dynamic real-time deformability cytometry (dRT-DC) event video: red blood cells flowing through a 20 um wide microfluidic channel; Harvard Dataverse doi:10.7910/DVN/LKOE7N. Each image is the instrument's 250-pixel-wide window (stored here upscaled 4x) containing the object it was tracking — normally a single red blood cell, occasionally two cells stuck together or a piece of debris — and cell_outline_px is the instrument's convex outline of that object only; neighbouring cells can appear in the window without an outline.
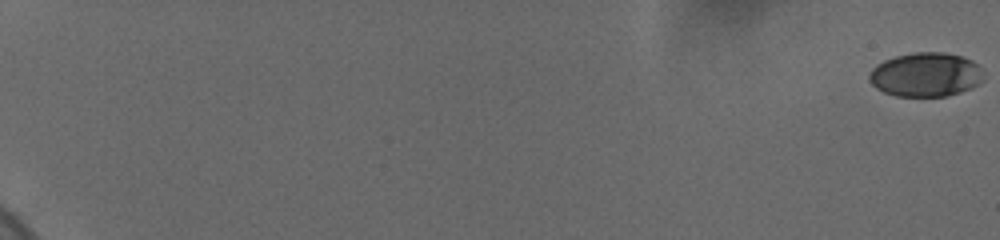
{"species": "human", "species_latin": "Homo sapiens", "temperature_condition": "cold", "stored_images_in_passage": 44, "camera_frame_rate_fps": 3000, "um_per_image_px": 0.085, "donor": {"sex": "female"}, "frame": {"image": 1, "passage_image": 1, "time_ms": 0.0, "image_size_px": [1000, 240], "cell_outline_px": [[984, 80], [972, 88], [948, 96], [896, 96], [884, 92], [876, 88], [868, 80], [868, 76], [872, 68], [876, 64], [884, 60], [896, 56], [916, 52], [944, 52], [964, 56], [972, 60], [976, 64]], "centroid_in_image_um": [78.67, 6.34], "position_along_channel_um": 6.3, "area_um2": 29.48}}
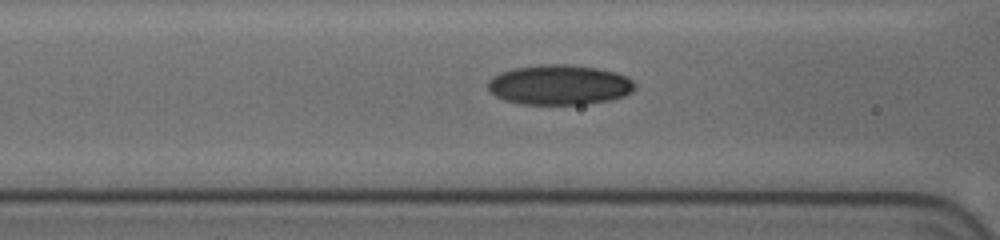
{"frame": {"image": 2, "passage_image": 37, "time_ms": 9.667, "image_size_px": [1000, 240], "cell_outline_px": [[636, 88], [632, 92], [624, 96], [608, 100], [584, 104], [520, 104], [504, 100], [496, 96], [488, 88], [488, 80], [492, 76], [500, 72], [512, 68], [544, 64], [568, 64], [596, 68], [616, 72], [628, 76], [636, 84]], "centroid_in_image_um": [47.55, 7.2], "position_along_channel_um": 119.0, "area_um2": 34.45}}
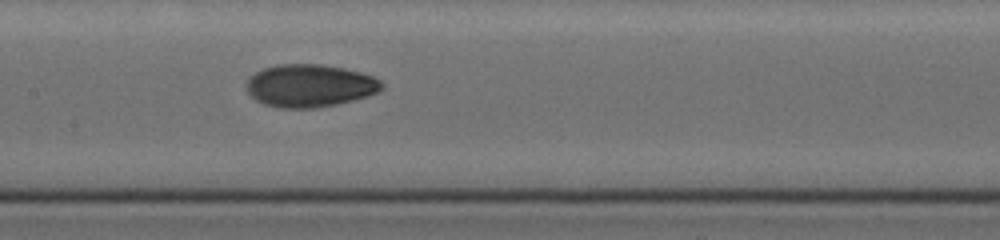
{"frame": {"image": 3, "passage_image": 43, "time_ms": 11.333, "image_size_px": [1000, 240], "cell_outline_px": [[384, 88], [380, 92], [368, 96], [336, 104], [316, 108], [280, 108], [264, 104], [256, 100], [248, 92], [244, 84], [248, 76], [264, 68], [280, 64], [324, 64], [344, 68], [360, 72], [372, 76], [380, 80], [384, 84]], "centroid_in_image_um": [26.33, 7.28], "position_along_channel_um": 181.1, "area_um2": 33.99}}